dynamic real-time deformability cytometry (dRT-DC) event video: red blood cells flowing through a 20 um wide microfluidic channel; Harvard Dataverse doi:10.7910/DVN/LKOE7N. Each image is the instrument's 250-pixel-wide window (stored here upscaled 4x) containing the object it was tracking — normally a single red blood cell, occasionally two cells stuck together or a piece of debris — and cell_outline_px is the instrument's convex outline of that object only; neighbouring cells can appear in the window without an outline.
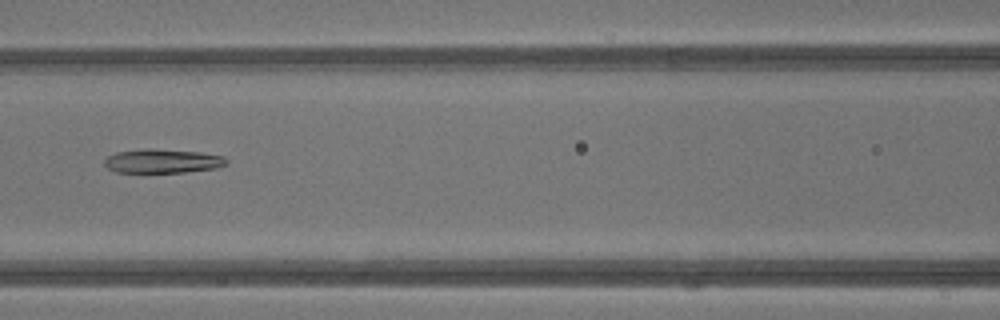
{"species": "common noctule bat (a hibernating species)", "species_latin": "Nyctalus noctula", "temperature_condition": "warm", "stored_images_in_passage": 32, "camera_frame_rate_fps": 3000, "um_per_image_px": 0.085, "animal": {"sex": "male", "body_mass_g": 13.3}, "frame": {"image": 1, "passage_image": 9, "time_ms": 2.667, "image_size_px": [1000, 320], "cell_outline_px": [[228, 164], [216, 168], [184, 172], [116, 172], [108, 168], [104, 164], [104, 160], [108, 156], [116, 152], [148, 148], [152, 148], [200, 152], [224, 156], [228, 160]], "centroid_in_image_um": [13.83, 13.68], "position_along_channel_um": 152.8, "area_um2": 17.11}}
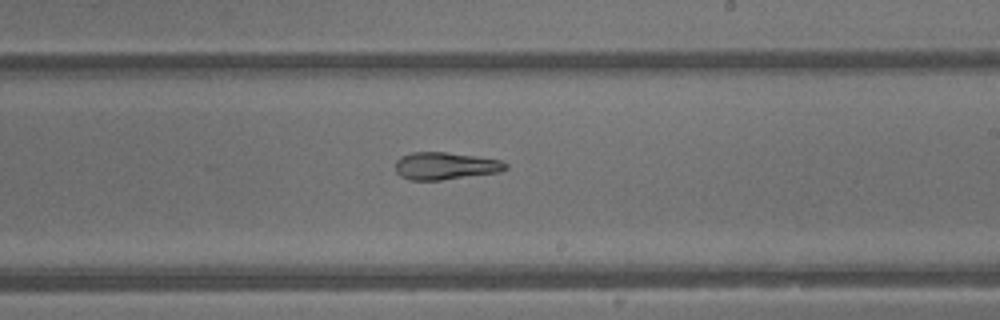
{"frame": {"image": 2, "passage_image": 15, "time_ms": 4.667, "image_size_px": [1000, 320], "cell_outline_px": [[508, 168], [500, 172], [440, 180], [408, 180], [400, 176], [396, 172], [396, 160], [400, 156], [412, 152], [444, 152], [476, 156], [500, 160], [508, 164]], "centroid_in_image_um": [37.84, 14.1], "position_along_channel_um": 251.2, "area_um2": 17.63}}
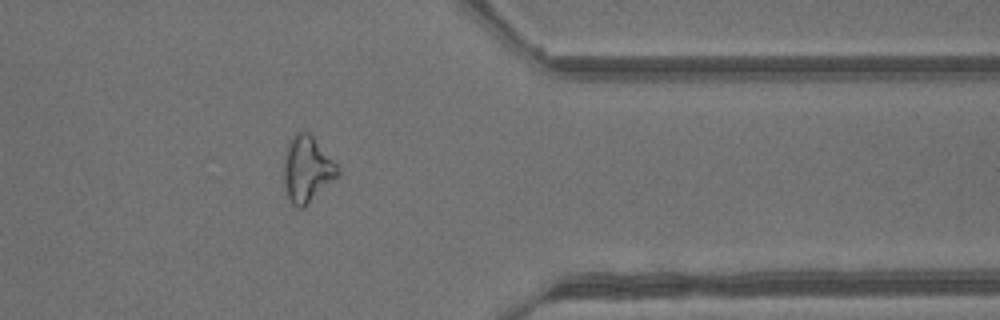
{"frame": {"image": 3, "passage_image": 24, "time_ms": 7.667, "image_size_px": [1000, 320], "cell_outline_px": [[340, 172], [304, 208], [296, 208], [292, 204], [284, 188], [284, 160], [288, 144], [292, 136], [296, 132], [308, 132], [312, 136], [340, 168]], "centroid_in_image_um": [26.07, 14.4], "position_along_channel_um": 385.3, "area_um2": 20.35}, "authors_computed_cell_mechanics": {"area_um2": 18.5249, "velocity_mm_per_s": 4.924, "shape_relaxation_time_tau1_ms": null, "shape_relaxation_time_tau2_ms": 2.1778, "deformation_change_tau1": null, "deformation_change_tau2": 0.1149}}